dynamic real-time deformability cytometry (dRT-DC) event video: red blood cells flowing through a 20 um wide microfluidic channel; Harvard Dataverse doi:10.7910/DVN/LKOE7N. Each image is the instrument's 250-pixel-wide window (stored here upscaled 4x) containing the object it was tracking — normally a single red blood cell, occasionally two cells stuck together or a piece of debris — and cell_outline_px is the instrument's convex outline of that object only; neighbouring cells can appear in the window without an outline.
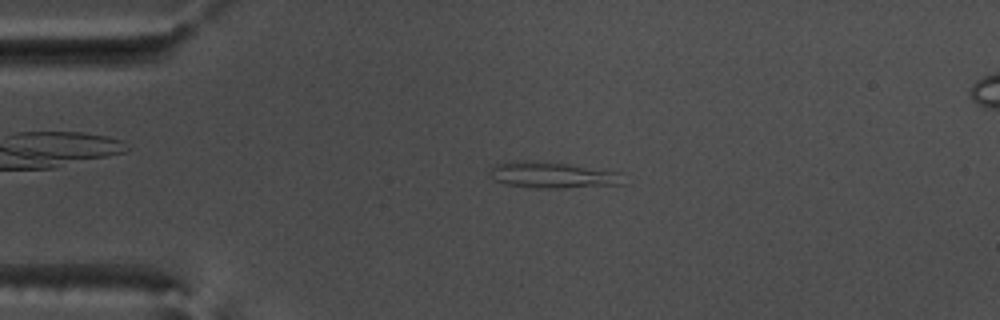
{"species": "common noctule bat (a hibernating species)", "species_latin": "Nyctalus noctula", "temperature_condition": "warm", "stored_images_in_passage": 52, "camera_frame_rate_fps": 3000, "um_per_image_px": 0.085, "animal": {"sex": "male", "body_mass_g": 17.5, "forearm_length_mm": 52.3}, "frame": {"image": 1, "passage_image": 11, "time_ms": 3.333, "image_size_px": [1000, 320], "cell_outline_px": [[624, 184], [564, 188], [536, 188], [504, 184], [488, 176], [492, 168], [496, 164], [524, 160], [536, 160], [568, 164], [624, 172]], "centroid_in_image_um": [47.03, 14.88], "position_along_channel_um": 38.0, "area_um2": 20.63}}
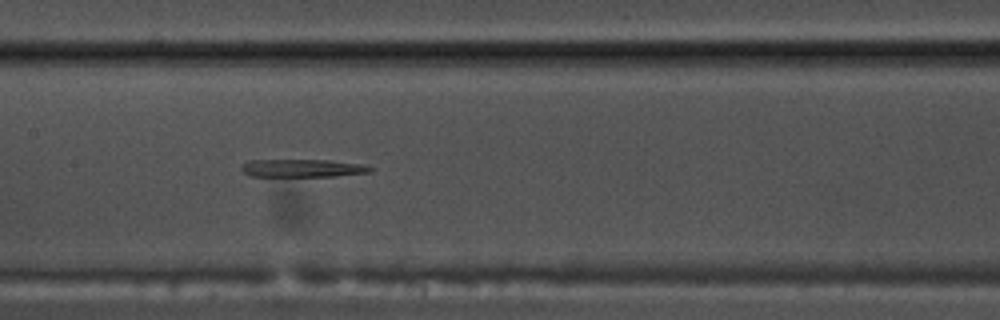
{"frame": {"image": 2, "passage_image": 25, "time_ms": 8.0, "image_size_px": [1000, 320], "cell_outline_px": [[376, 168], [372, 172], [336, 176], [252, 176], [244, 172], [240, 168], [248, 160], [328, 160], [356, 164]], "centroid_in_image_um": [25.72, 14.29], "position_along_channel_um": 181.7, "area_um2": 13.24}}
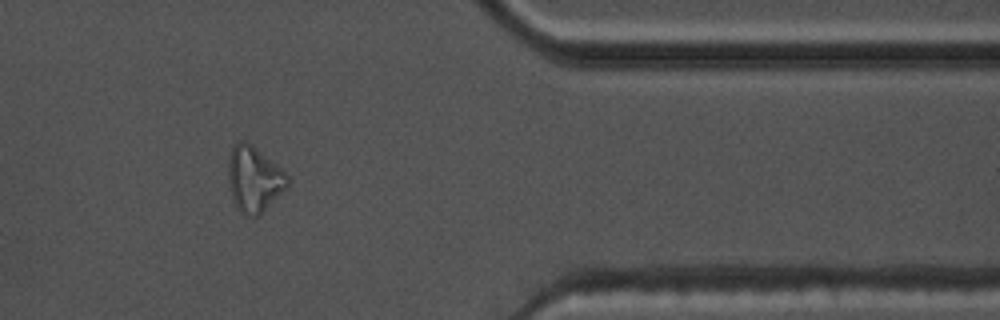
{"frame": {"image": 3, "passage_image": 43, "time_ms": 14.0, "image_size_px": [1000, 320], "cell_outline_px": [[292, 180], [288, 188], [260, 216], [244, 216], [236, 208], [228, 184], [228, 156], [232, 148], [240, 140], [244, 140], [280, 168]], "centroid_in_image_um": [21.61, 15.3], "position_along_channel_um": 389.8, "area_um2": 22.83}}